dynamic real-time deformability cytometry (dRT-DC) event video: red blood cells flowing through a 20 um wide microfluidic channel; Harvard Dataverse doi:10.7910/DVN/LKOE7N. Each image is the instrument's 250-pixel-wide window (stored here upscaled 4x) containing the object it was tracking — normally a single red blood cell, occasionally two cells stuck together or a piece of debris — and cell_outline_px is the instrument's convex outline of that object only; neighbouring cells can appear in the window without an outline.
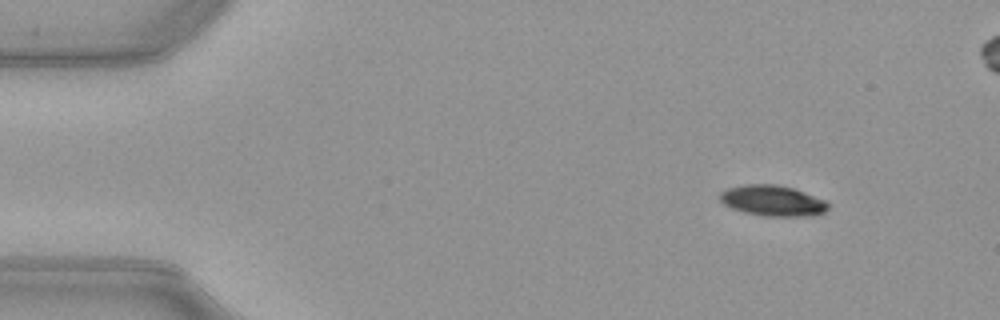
{"species": "common noctule bat (a hibernating species)", "species_latin": "Nyctalus noctula", "temperature_condition": "warm", "stored_images_in_passage": 53, "segment_of_instrument_passage": [1, 2], "camera_frame_rate_fps": 3000, "um_per_image_px": 0.085, "animal": {"sex": "female", "body_mass_g": 21.9}, "frame": {"image": 1, "passage_image": 6, "time_ms": 1.667, "image_size_px": [1000, 320], "cell_outline_px": [[828, 208], [824, 212], [812, 216], [764, 216], [744, 212], [732, 208], [724, 204], [720, 200], [720, 192], [728, 188], [744, 184], [776, 184], [792, 188], [804, 192], [824, 200], [828, 204]], "centroid_in_image_um": [65.65, 17.06], "position_along_channel_um": 19.3, "area_um2": 19.25}}
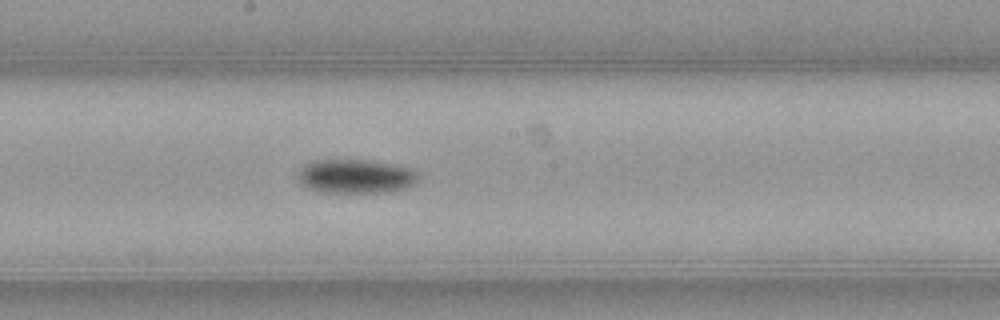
{"frame": {"image": 2, "passage_image": 28, "time_ms": 9.0, "image_size_px": [1000, 320], "cell_outline_px": [[420, 180], [416, 184], [404, 188], [384, 192], [320, 192], [308, 188], [300, 180], [300, 168], [312, 160], [372, 160], [396, 164], [412, 168], [420, 172]], "centroid_in_image_um": [30.34, 14.97], "position_along_channel_um": 217.9, "area_um2": 24.04}}
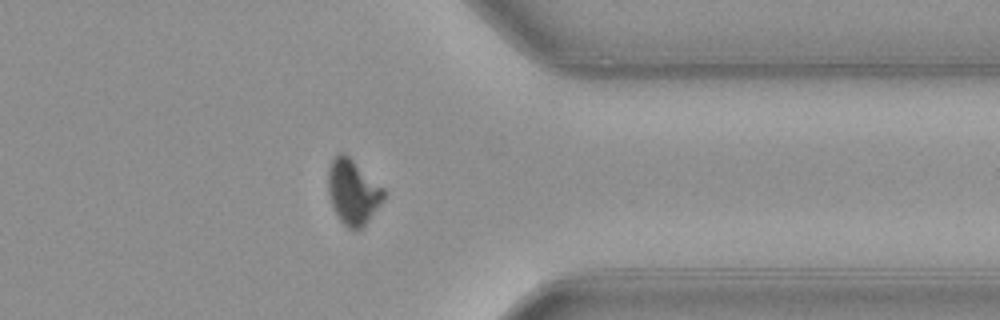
{"frame": {"image": 3, "passage_image": 41, "time_ms": 13.333, "image_size_px": [1000, 320], "cell_outline_px": [[388, 192], [384, 200], [368, 220], [360, 228], [348, 228], [340, 220], [332, 204], [328, 192], [328, 168], [332, 160], [340, 152], [344, 152], [384, 188]], "centroid_in_image_um": [30.02, 16.29], "position_along_channel_um": 381.4, "area_um2": 20.81}}